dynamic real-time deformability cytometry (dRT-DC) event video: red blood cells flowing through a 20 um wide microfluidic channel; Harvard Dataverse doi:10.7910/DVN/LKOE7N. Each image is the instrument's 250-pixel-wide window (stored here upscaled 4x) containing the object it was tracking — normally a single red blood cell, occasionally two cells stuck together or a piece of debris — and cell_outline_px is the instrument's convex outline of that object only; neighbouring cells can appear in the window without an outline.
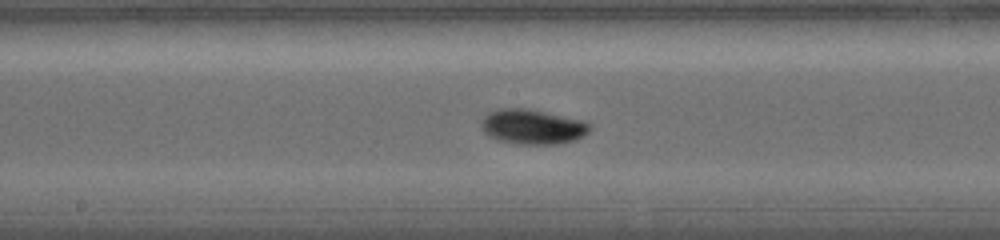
{"species": "common noctule bat (a hibernating species)", "species_latin": "Nyctalus noctula", "temperature_condition": "warm", "stored_images_in_passage": 26, "camera_frame_rate_fps": 5000, "um_per_image_px": 0.085, "animal": {"sex": "female", "body_mass_g": 19.0, "forearm_length_mm": 56.7}, "frame": {"image": 1, "passage_image": 12, "time_ms": 6.8, "image_size_px": [1000, 240], "cell_outline_px": [[592, 128], [584, 136], [576, 140], [556, 144], [520, 144], [496, 140], [484, 132], [480, 124], [480, 120], [488, 112], [500, 108], [524, 108], [584, 120], [592, 124]], "centroid_in_image_um": [45.27, 10.77], "position_along_channel_um": 202.9, "area_um2": 22.25}}
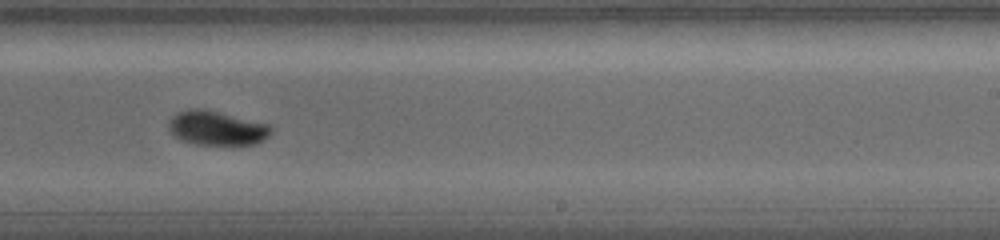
{"frame": {"image": 2, "passage_image": 15, "time_ms": 8.6, "image_size_px": [1000, 240], "cell_outline_px": [[272, 132], [264, 140], [256, 144], [240, 148], [232, 148], [196, 144], [180, 140], [172, 136], [168, 128], [168, 124], [180, 112], [216, 112], [268, 124], [272, 128]], "centroid_in_image_um": [18.53, 11.03], "position_along_channel_um": 270.5, "area_um2": 20.35}, "authors_computed_cell_mechanics": {"area_um2": 19.2185, "velocity_mm_per_s": 3.7689, "shape_relaxation_time_tau1_ms": 2.764, "shape_relaxation_time_tau2_ms": null, "deformation_change_tau1": 0.1252, "deformation_change_tau2": null}}